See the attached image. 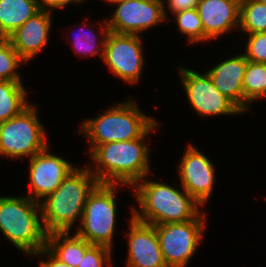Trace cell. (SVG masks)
I'll use <instances>...</instances> for the list:
<instances>
[{"label": "cell", "instance_id": "cell-12", "mask_svg": "<svg viewBox=\"0 0 266 267\" xmlns=\"http://www.w3.org/2000/svg\"><path fill=\"white\" fill-rule=\"evenodd\" d=\"M113 7L106 20L109 31L117 34L141 35L170 21L164 15L163 0H125Z\"/></svg>", "mask_w": 266, "mask_h": 267}, {"label": "cell", "instance_id": "cell-8", "mask_svg": "<svg viewBox=\"0 0 266 267\" xmlns=\"http://www.w3.org/2000/svg\"><path fill=\"white\" fill-rule=\"evenodd\" d=\"M207 221L204 210L193 220L154 226L167 267L188 266L203 243Z\"/></svg>", "mask_w": 266, "mask_h": 267}, {"label": "cell", "instance_id": "cell-7", "mask_svg": "<svg viewBox=\"0 0 266 267\" xmlns=\"http://www.w3.org/2000/svg\"><path fill=\"white\" fill-rule=\"evenodd\" d=\"M33 102L20 114L0 122V156L11 160L31 158L46 149L49 137ZM25 157V158H24Z\"/></svg>", "mask_w": 266, "mask_h": 267}, {"label": "cell", "instance_id": "cell-33", "mask_svg": "<svg viewBox=\"0 0 266 267\" xmlns=\"http://www.w3.org/2000/svg\"><path fill=\"white\" fill-rule=\"evenodd\" d=\"M258 1L266 5V0H258Z\"/></svg>", "mask_w": 266, "mask_h": 267}, {"label": "cell", "instance_id": "cell-27", "mask_svg": "<svg viewBox=\"0 0 266 267\" xmlns=\"http://www.w3.org/2000/svg\"><path fill=\"white\" fill-rule=\"evenodd\" d=\"M113 252L112 249L105 246L91 245L85 251L83 259L77 267H112L114 262Z\"/></svg>", "mask_w": 266, "mask_h": 267}, {"label": "cell", "instance_id": "cell-6", "mask_svg": "<svg viewBox=\"0 0 266 267\" xmlns=\"http://www.w3.org/2000/svg\"><path fill=\"white\" fill-rule=\"evenodd\" d=\"M120 184L98 183L87 197L80 224L75 233L91 245H101L113 250L117 224L118 191Z\"/></svg>", "mask_w": 266, "mask_h": 267}, {"label": "cell", "instance_id": "cell-32", "mask_svg": "<svg viewBox=\"0 0 266 267\" xmlns=\"http://www.w3.org/2000/svg\"><path fill=\"white\" fill-rule=\"evenodd\" d=\"M76 4H81V3H86L85 1H88V0H73Z\"/></svg>", "mask_w": 266, "mask_h": 267}, {"label": "cell", "instance_id": "cell-16", "mask_svg": "<svg viewBox=\"0 0 266 267\" xmlns=\"http://www.w3.org/2000/svg\"><path fill=\"white\" fill-rule=\"evenodd\" d=\"M52 15L53 12L41 9L7 38L27 64L48 46Z\"/></svg>", "mask_w": 266, "mask_h": 267}, {"label": "cell", "instance_id": "cell-17", "mask_svg": "<svg viewBox=\"0 0 266 267\" xmlns=\"http://www.w3.org/2000/svg\"><path fill=\"white\" fill-rule=\"evenodd\" d=\"M247 62L245 55L239 52L220 60V63L217 61L216 65L206 71L220 93L228 98L243 114V78Z\"/></svg>", "mask_w": 266, "mask_h": 267}, {"label": "cell", "instance_id": "cell-29", "mask_svg": "<svg viewBox=\"0 0 266 267\" xmlns=\"http://www.w3.org/2000/svg\"><path fill=\"white\" fill-rule=\"evenodd\" d=\"M31 257L40 258L38 259L39 263H37L39 265L38 267H70L68 264L56 258L46 247L33 254Z\"/></svg>", "mask_w": 266, "mask_h": 267}, {"label": "cell", "instance_id": "cell-11", "mask_svg": "<svg viewBox=\"0 0 266 267\" xmlns=\"http://www.w3.org/2000/svg\"><path fill=\"white\" fill-rule=\"evenodd\" d=\"M187 144L176 168L179 185L205 208L215 189L217 167L194 143Z\"/></svg>", "mask_w": 266, "mask_h": 267}, {"label": "cell", "instance_id": "cell-26", "mask_svg": "<svg viewBox=\"0 0 266 267\" xmlns=\"http://www.w3.org/2000/svg\"><path fill=\"white\" fill-rule=\"evenodd\" d=\"M245 37L246 45L244 52H242L246 59L255 63H265L266 64V32L253 33L250 35H243Z\"/></svg>", "mask_w": 266, "mask_h": 267}, {"label": "cell", "instance_id": "cell-21", "mask_svg": "<svg viewBox=\"0 0 266 267\" xmlns=\"http://www.w3.org/2000/svg\"><path fill=\"white\" fill-rule=\"evenodd\" d=\"M28 93L23 81L0 80V122L20 114L31 104Z\"/></svg>", "mask_w": 266, "mask_h": 267}, {"label": "cell", "instance_id": "cell-5", "mask_svg": "<svg viewBox=\"0 0 266 267\" xmlns=\"http://www.w3.org/2000/svg\"><path fill=\"white\" fill-rule=\"evenodd\" d=\"M0 234L27 257L45 248L40 203L26 195L0 196Z\"/></svg>", "mask_w": 266, "mask_h": 267}, {"label": "cell", "instance_id": "cell-22", "mask_svg": "<svg viewBox=\"0 0 266 267\" xmlns=\"http://www.w3.org/2000/svg\"><path fill=\"white\" fill-rule=\"evenodd\" d=\"M244 113L266 98V64L248 61L243 78ZM254 102V103H253Z\"/></svg>", "mask_w": 266, "mask_h": 267}, {"label": "cell", "instance_id": "cell-19", "mask_svg": "<svg viewBox=\"0 0 266 267\" xmlns=\"http://www.w3.org/2000/svg\"><path fill=\"white\" fill-rule=\"evenodd\" d=\"M91 246L78 234L69 232H52L47 234L46 248L60 261L70 267H77L85 251Z\"/></svg>", "mask_w": 266, "mask_h": 267}, {"label": "cell", "instance_id": "cell-20", "mask_svg": "<svg viewBox=\"0 0 266 267\" xmlns=\"http://www.w3.org/2000/svg\"><path fill=\"white\" fill-rule=\"evenodd\" d=\"M40 10L38 0H0V38L7 39Z\"/></svg>", "mask_w": 266, "mask_h": 267}, {"label": "cell", "instance_id": "cell-25", "mask_svg": "<svg viewBox=\"0 0 266 267\" xmlns=\"http://www.w3.org/2000/svg\"><path fill=\"white\" fill-rule=\"evenodd\" d=\"M27 63L20 57L8 39L0 38V80L23 81L18 71Z\"/></svg>", "mask_w": 266, "mask_h": 267}, {"label": "cell", "instance_id": "cell-10", "mask_svg": "<svg viewBox=\"0 0 266 267\" xmlns=\"http://www.w3.org/2000/svg\"><path fill=\"white\" fill-rule=\"evenodd\" d=\"M142 37V35L117 34L109 31L105 39L102 60L104 65L106 64L113 76L131 86L138 85L146 67Z\"/></svg>", "mask_w": 266, "mask_h": 267}, {"label": "cell", "instance_id": "cell-28", "mask_svg": "<svg viewBox=\"0 0 266 267\" xmlns=\"http://www.w3.org/2000/svg\"><path fill=\"white\" fill-rule=\"evenodd\" d=\"M198 3L199 0H163L164 15L168 20L170 19L169 14L173 15L179 11L197 8Z\"/></svg>", "mask_w": 266, "mask_h": 267}, {"label": "cell", "instance_id": "cell-4", "mask_svg": "<svg viewBox=\"0 0 266 267\" xmlns=\"http://www.w3.org/2000/svg\"><path fill=\"white\" fill-rule=\"evenodd\" d=\"M82 166L73 170L52 194L40 202L47 234L72 232L77 227L75 223L80 224L87 197L99 183L89 167Z\"/></svg>", "mask_w": 266, "mask_h": 267}, {"label": "cell", "instance_id": "cell-14", "mask_svg": "<svg viewBox=\"0 0 266 267\" xmlns=\"http://www.w3.org/2000/svg\"><path fill=\"white\" fill-rule=\"evenodd\" d=\"M127 238V267H167L161 252L156 228L133 217V206H130Z\"/></svg>", "mask_w": 266, "mask_h": 267}, {"label": "cell", "instance_id": "cell-15", "mask_svg": "<svg viewBox=\"0 0 266 267\" xmlns=\"http://www.w3.org/2000/svg\"><path fill=\"white\" fill-rule=\"evenodd\" d=\"M240 2L241 0H199L196 9L202 21L205 43L239 31Z\"/></svg>", "mask_w": 266, "mask_h": 267}, {"label": "cell", "instance_id": "cell-23", "mask_svg": "<svg viewBox=\"0 0 266 267\" xmlns=\"http://www.w3.org/2000/svg\"><path fill=\"white\" fill-rule=\"evenodd\" d=\"M241 35L266 32V5L258 0H241L240 27Z\"/></svg>", "mask_w": 266, "mask_h": 267}, {"label": "cell", "instance_id": "cell-1", "mask_svg": "<svg viewBox=\"0 0 266 267\" xmlns=\"http://www.w3.org/2000/svg\"><path fill=\"white\" fill-rule=\"evenodd\" d=\"M157 120L140 138L98 145L87 164L99 183L120 184L132 188L153 173L150 165L151 145L147 140L158 130ZM151 134V135H150Z\"/></svg>", "mask_w": 266, "mask_h": 267}, {"label": "cell", "instance_id": "cell-30", "mask_svg": "<svg viewBox=\"0 0 266 267\" xmlns=\"http://www.w3.org/2000/svg\"><path fill=\"white\" fill-rule=\"evenodd\" d=\"M40 9L50 11L54 13V9L56 10H63L72 5H77L73 0H38Z\"/></svg>", "mask_w": 266, "mask_h": 267}, {"label": "cell", "instance_id": "cell-2", "mask_svg": "<svg viewBox=\"0 0 266 267\" xmlns=\"http://www.w3.org/2000/svg\"><path fill=\"white\" fill-rule=\"evenodd\" d=\"M145 176L131 189L136 208L133 217L143 223L161 225L195 219L203 207L180 185L153 180ZM181 189V190H180Z\"/></svg>", "mask_w": 266, "mask_h": 267}, {"label": "cell", "instance_id": "cell-24", "mask_svg": "<svg viewBox=\"0 0 266 267\" xmlns=\"http://www.w3.org/2000/svg\"><path fill=\"white\" fill-rule=\"evenodd\" d=\"M172 16V21L175 20L178 26L177 30L186 37L187 45L204 44L203 25L196 8L179 11Z\"/></svg>", "mask_w": 266, "mask_h": 267}, {"label": "cell", "instance_id": "cell-13", "mask_svg": "<svg viewBox=\"0 0 266 267\" xmlns=\"http://www.w3.org/2000/svg\"><path fill=\"white\" fill-rule=\"evenodd\" d=\"M48 146L43 151L29 158L28 194L32 200L40 203L52 194L63 180L78 166L74 165L61 155L53 154Z\"/></svg>", "mask_w": 266, "mask_h": 267}, {"label": "cell", "instance_id": "cell-3", "mask_svg": "<svg viewBox=\"0 0 266 267\" xmlns=\"http://www.w3.org/2000/svg\"><path fill=\"white\" fill-rule=\"evenodd\" d=\"M132 97L80 122L77 134L87 140L89 154L101 144L140 138L158 120L143 112Z\"/></svg>", "mask_w": 266, "mask_h": 267}, {"label": "cell", "instance_id": "cell-31", "mask_svg": "<svg viewBox=\"0 0 266 267\" xmlns=\"http://www.w3.org/2000/svg\"><path fill=\"white\" fill-rule=\"evenodd\" d=\"M103 1L106 2V4L108 3L109 6L111 5L115 6L116 4L121 3L122 1H125V0H103Z\"/></svg>", "mask_w": 266, "mask_h": 267}, {"label": "cell", "instance_id": "cell-9", "mask_svg": "<svg viewBox=\"0 0 266 267\" xmlns=\"http://www.w3.org/2000/svg\"><path fill=\"white\" fill-rule=\"evenodd\" d=\"M180 83L186 93L191 110L198 117L241 116L243 113L215 87L206 71L178 65ZM240 114V115H239Z\"/></svg>", "mask_w": 266, "mask_h": 267}, {"label": "cell", "instance_id": "cell-18", "mask_svg": "<svg viewBox=\"0 0 266 267\" xmlns=\"http://www.w3.org/2000/svg\"><path fill=\"white\" fill-rule=\"evenodd\" d=\"M103 21V22H102ZM98 23L97 25L95 24ZM92 23V20L89 22L87 20L83 21V23L78 24L79 27L74 30L69 29L68 32H70V35L73 36V40L68 37V40H70L69 43H71V47L73 48L76 55H80V58H87V57H97L100 58V60H103L104 55V44L106 36L109 32V27L107 25L106 18L101 21H96ZM93 24V25H92ZM99 25L98 29L96 28ZM82 28H81V27ZM96 26V27H95ZM95 27V28H94ZM85 28V30L83 29ZM77 29V30H76ZM97 29V32L94 30ZM99 30V31H98ZM74 31H79V33ZM100 37V38H99Z\"/></svg>", "mask_w": 266, "mask_h": 267}]
</instances>
